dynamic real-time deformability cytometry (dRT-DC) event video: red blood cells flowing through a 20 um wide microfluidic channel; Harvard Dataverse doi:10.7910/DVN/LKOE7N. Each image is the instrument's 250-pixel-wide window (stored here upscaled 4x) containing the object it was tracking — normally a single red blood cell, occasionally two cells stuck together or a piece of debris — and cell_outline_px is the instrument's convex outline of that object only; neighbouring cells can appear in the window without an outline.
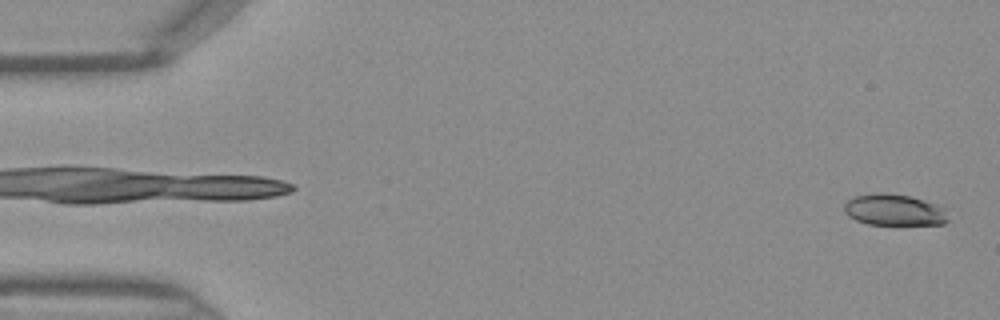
{"species": "Egyptian fruit bat (a non-hibernating species)", "species_latin": "Rousettus aegyptiacus", "temperature_condition": "warm", "stored_images_in_passage": 45, "camera_frame_rate_fps": 3000, "um_per_image_px": 0.085, "frame": {"image": 1, "passage_image": 1, "time_ms": 0.0, "image_size_px": [1000, 320], "cell_outline_px": [[948, 220], [944, 224], [868, 224], [856, 220], [848, 216], [844, 212], [844, 204], [848, 200], [856, 196], [876, 192], [888, 192], [912, 196], [936, 204], [944, 208]], "centroid_in_image_um": [75.98, 17.82], "position_along_channel_um": 9.0, "area_um2": 19.07}}
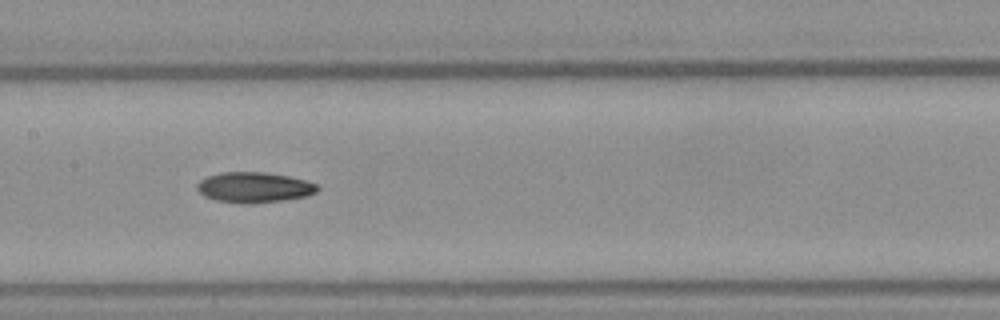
{"frame": {"image": 2, "passage_image": 22, "time_ms": 7.0, "image_size_px": [1000, 320], "cell_outline_px": [[320, 188], [316, 192], [308, 196], [284, 200], [248, 204], [240, 204], [216, 200], [204, 196], [196, 188], [196, 184], [200, 180], [208, 176], [220, 172], [264, 172], [288, 176], [304, 180], [316, 184]], "centroid_in_image_um": [21.59, 15.93], "position_along_channel_um": 185.8, "area_um2": 21.44}}
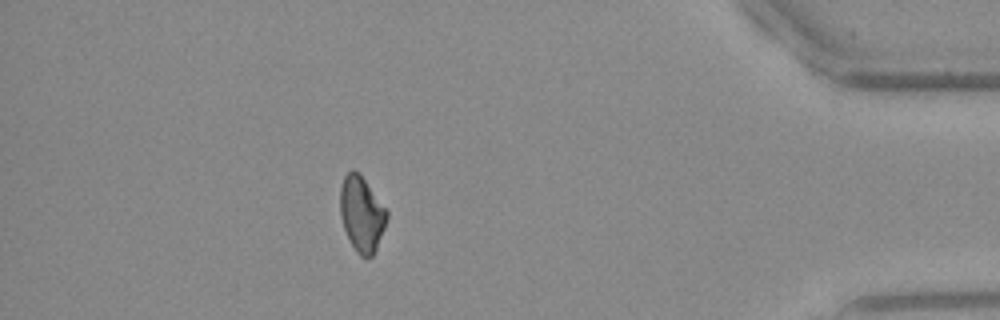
{"frame": {"image": 3, "passage_image": 40, "time_ms": 13.0, "image_size_px": [1000, 320], "cell_outline_px": [[388, 216], [384, 228], [376, 248], [372, 256], [360, 256], [356, 252], [344, 228], [340, 216], [340, 188], [344, 176], [352, 168], [360, 172], [388, 212]], "centroid_in_image_um": [30.73, 18.14], "position_along_channel_um": 404.5, "area_um2": 20.35}}